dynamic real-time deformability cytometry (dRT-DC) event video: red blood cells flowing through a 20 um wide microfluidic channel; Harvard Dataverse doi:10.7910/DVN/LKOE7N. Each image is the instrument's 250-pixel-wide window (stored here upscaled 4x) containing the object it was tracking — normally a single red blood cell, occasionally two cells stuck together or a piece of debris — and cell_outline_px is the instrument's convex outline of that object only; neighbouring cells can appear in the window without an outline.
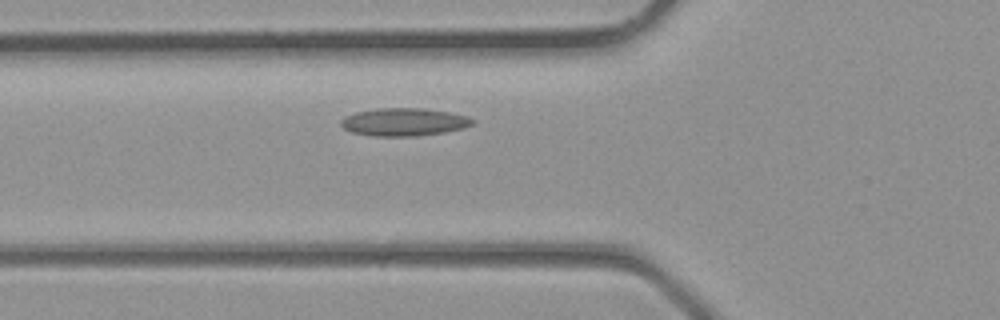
{"species": "common noctule bat (a hibernating species)", "species_latin": "Nyctalus noctula", "temperature_condition": "room temperature", "stored_images_in_passage": 2, "camera_frame_rate_fps": 3000, "um_per_image_px": 0.085, "animal": {"sex": "male", "body_mass_g": 23.1, "forearm_length_mm": 52.7}, "frame": {"image": 1, "passage_image": 2, "time_ms": 0.333, "image_size_px": [1000, 320], "cell_outline_px": [[476, 124], [464, 128], [444, 132], [416, 136], [376, 136], [352, 132], [344, 128], [340, 124], [340, 120], [344, 116], [356, 112], [376, 108], [424, 108], [452, 112], [468, 116], [476, 120]], "centroid_in_image_um": [34.39, 10.36], "position_along_channel_um": 91.4, "area_um2": 21.62}}